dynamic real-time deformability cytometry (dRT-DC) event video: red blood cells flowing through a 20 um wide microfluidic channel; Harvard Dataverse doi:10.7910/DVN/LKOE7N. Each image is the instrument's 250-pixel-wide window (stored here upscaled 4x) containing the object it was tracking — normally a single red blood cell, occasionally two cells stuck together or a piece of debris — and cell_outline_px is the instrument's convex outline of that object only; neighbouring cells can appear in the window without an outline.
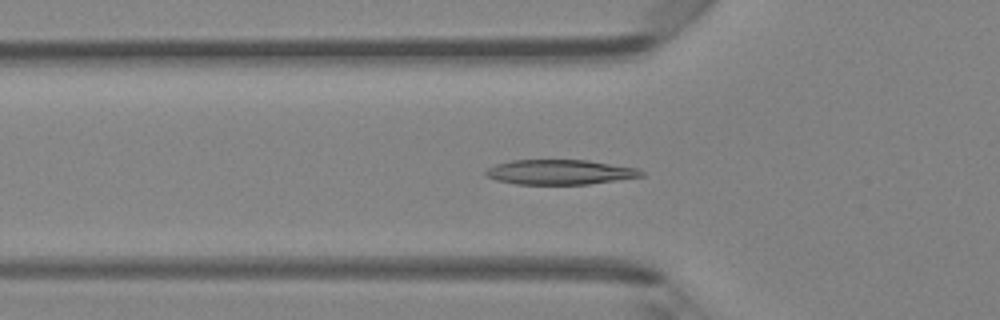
{"species": "Egyptian fruit bat (a non-hibernating species)", "species_latin": "Rousettus aegyptiacus", "temperature_condition": "room temperature", "stored_images_in_passage": 47, "camera_frame_rate_fps": 3000, "um_per_image_px": 0.085, "animal": {"sex": "female"}, "frame": {"image": 1, "passage_image": 16, "time_ms": 5.0, "image_size_px": [1000, 320], "cell_outline_px": [[644, 176], [588, 184], [516, 184], [496, 180], [484, 176], [484, 172], [488, 168], [496, 164], [512, 160], [588, 160], [636, 168], [644, 172]], "centroid_in_image_um": [47.55, 14.63], "position_along_channel_um": 78.2, "area_um2": 22.48}}
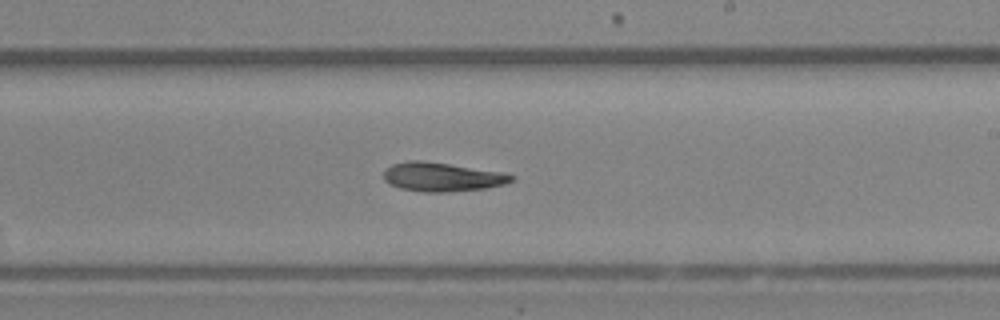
{"frame": {"image": 2, "passage_image": 28, "time_ms": 9.0, "image_size_px": [1000, 320], "cell_outline_px": [[516, 180], [504, 184], [484, 188], [448, 192], [424, 192], [400, 188], [388, 184], [384, 180], [384, 168], [392, 164], [408, 160], [420, 160], [504, 172], [516, 176]], "centroid_in_image_um": [37.57, 15.04], "position_along_channel_um": 251.4, "area_um2": 21.68}}
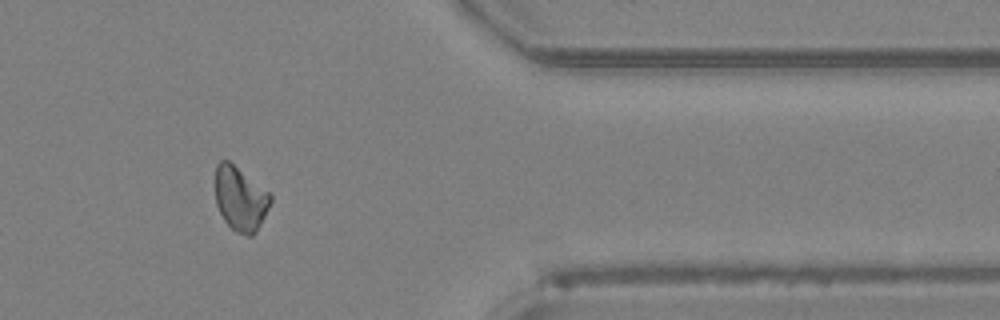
{"frame": {"image": 3, "passage_image": 39, "time_ms": 12.667, "image_size_px": [1000, 320], "cell_outline_px": [[272, 200], [260, 224], [252, 236], [248, 236], [236, 232], [224, 220], [216, 204], [216, 164], [220, 160], [228, 160], [268, 192], [272, 196]], "centroid_in_image_um": [20.41, 16.89], "position_along_channel_um": 391.0, "area_um2": 20.23}, "authors_computed_cell_mechanics": {"area_um2": 21.675, "velocity_mm_per_s": 4.3412, "shape_relaxation_time_tau1_ms": 3.2943, "shape_relaxation_time_tau2_ms": 3.7281, "deformation_change_tau1": 0.1173, "deformation_change_tau2": 0.115}}